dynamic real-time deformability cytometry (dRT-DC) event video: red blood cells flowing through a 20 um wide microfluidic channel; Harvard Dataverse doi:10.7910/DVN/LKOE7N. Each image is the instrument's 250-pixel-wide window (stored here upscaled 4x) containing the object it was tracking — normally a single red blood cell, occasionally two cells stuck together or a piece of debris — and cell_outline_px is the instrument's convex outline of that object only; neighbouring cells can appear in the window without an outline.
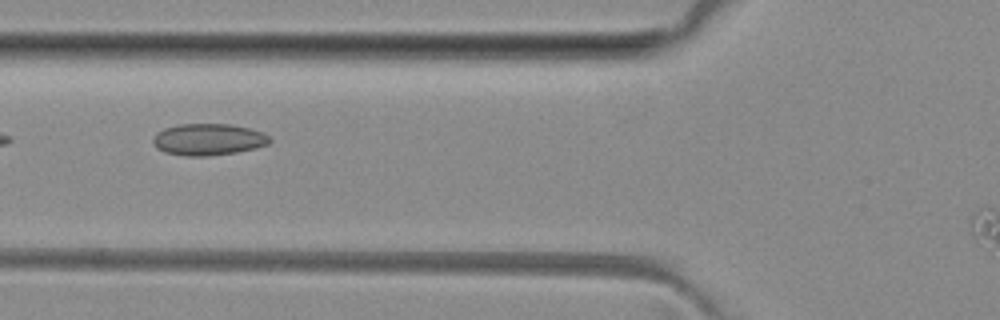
{"species": "common noctule bat (a hibernating species)", "species_latin": "Nyctalus noctula", "temperature_condition": "room temperature", "stored_images_in_passage": 5, "camera_frame_rate_fps": 3000, "um_per_image_px": 0.085, "animal": {"sex": "female", "body_mass_g": 29.2, "forearm_length_mm": 56.3}, "frame": {"image": 1, "passage_image": 4, "time_ms": 3.667, "image_size_px": [1000, 320], "cell_outline_px": [[272, 140], [268, 144], [256, 148], [236, 152], [208, 156], [184, 156], [164, 152], [156, 148], [152, 140], [156, 132], [164, 128], [176, 124], [228, 124], [248, 128], [264, 132]], "centroid_in_image_um": [17.68, 11.85], "position_along_channel_um": 108.1, "area_um2": 21.68}}
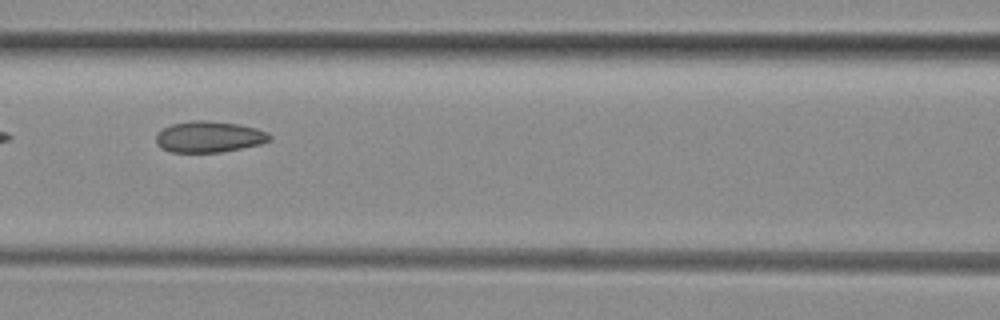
{"frame": {"image": 2, "passage_image": 5, "time_ms": 4.667, "image_size_px": [1000, 320], "cell_outline_px": [[272, 140], [260, 144], [220, 152], [172, 152], [156, 144], [156, 132], [172, 124], [192, 120], [204, 120], [240, 124], [256, 128], [268, 132], [272, 136]], "centroid_in_image_um": [17.79, 11.62], "position_along_channel_um": 148.8, "area_um2": 20.63}}